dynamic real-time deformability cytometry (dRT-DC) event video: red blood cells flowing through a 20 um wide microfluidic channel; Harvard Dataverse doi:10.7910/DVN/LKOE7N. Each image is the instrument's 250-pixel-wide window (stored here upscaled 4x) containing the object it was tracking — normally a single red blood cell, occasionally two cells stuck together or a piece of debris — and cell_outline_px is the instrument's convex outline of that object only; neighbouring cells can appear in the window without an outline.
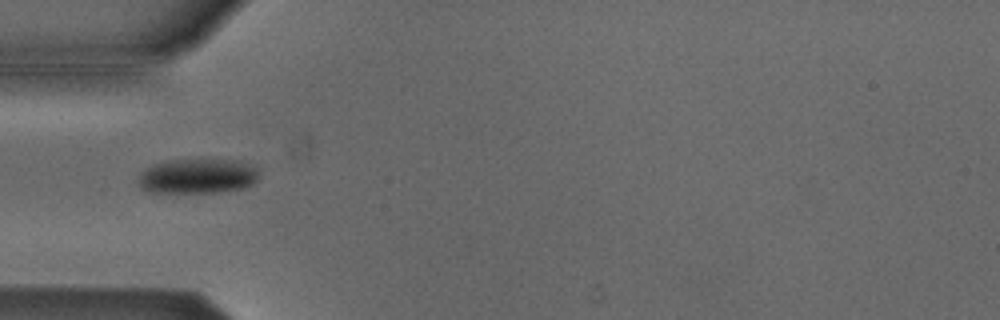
{"species": "Egyptian fruit bat (a non-hibernating species)", "species_latin": "Rousettus aegyptiacus", "temperature_condition": "cold", "stored_images_in_passage": 38, "camera_frame_rate_fps": 3000, "um_per_image_px": 0.085, "animal": {"sex": "male"}, "frame": {"image": 1, "passage_image": 1, "time_ms": 0.0, "image_size_px": [1000, 320], "cell_outline_px": [[256, 180], [252, 184], [244, 188], [220, 192], [148, 192], [140, 188], [140, 176], [148, 168], [156, 164], [168, 160], [240, 160], [256, 168]], "centroid_in_image_um": [16.81, 14.98], "position_along_channel_um": 68.2, "area_um2": 24.04}}
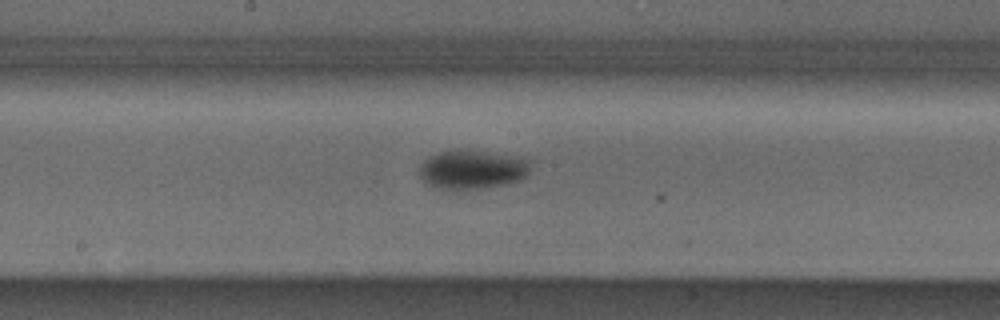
{"frame": {"image": 2, "passage_image": 12, "time_ms": 3.667, "image_size_px": [1000, 320], "cell_outline_px": [[528, 176], [520, 180], [504, 184], [480, 188], [452, 192], [424, 184], [420, 176], [420, 164], [428, 156], [448, 148], [460, 148], [508, 156], [528, 160]], "centroid_in_image_um": [40.01, 14.43], "position_along_channel_um": 208.2, "area_um2": 25.66}}
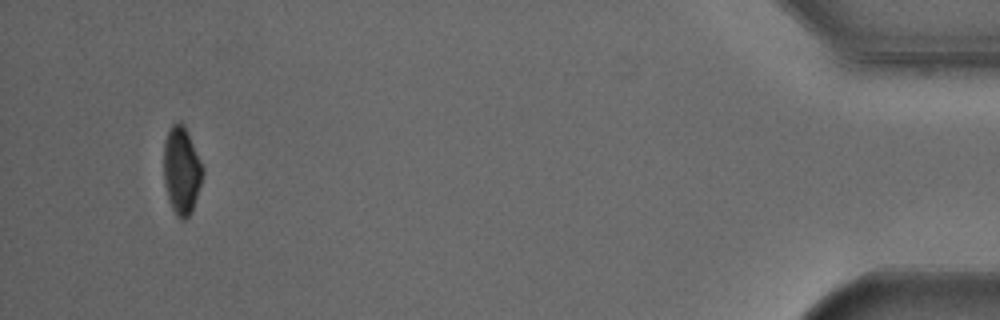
{"frame": {"image": 3, "passage_image": 35, "time_ms": 11.333, "image_size_px": [1000, 320], "cell_outline_px": [[204, 172], [192, 208], [188, 216], [184, 220], [180, 220], [176, 216], [168, 200], [164, 184], [164, 144], [168, 132], [172, 124], [180, 120], [184, 124], [188, 132], [204, 168]], "centroid_in_image_um": [15.42, 14.47], "position_along_channel_um": 419.8, "area_um2": 19.83}, "authors_computed_cell_mechanics": {"area_um2": 24.3338, "velocity_mm_per_s": 3.8205, "shape_relaxation_time_tau1_ms": 6.9139, "shape_relaxation_time_tau2_ms": null, "deformation_change_tau1": 0.1104, "deformation_change_tau2": null}}